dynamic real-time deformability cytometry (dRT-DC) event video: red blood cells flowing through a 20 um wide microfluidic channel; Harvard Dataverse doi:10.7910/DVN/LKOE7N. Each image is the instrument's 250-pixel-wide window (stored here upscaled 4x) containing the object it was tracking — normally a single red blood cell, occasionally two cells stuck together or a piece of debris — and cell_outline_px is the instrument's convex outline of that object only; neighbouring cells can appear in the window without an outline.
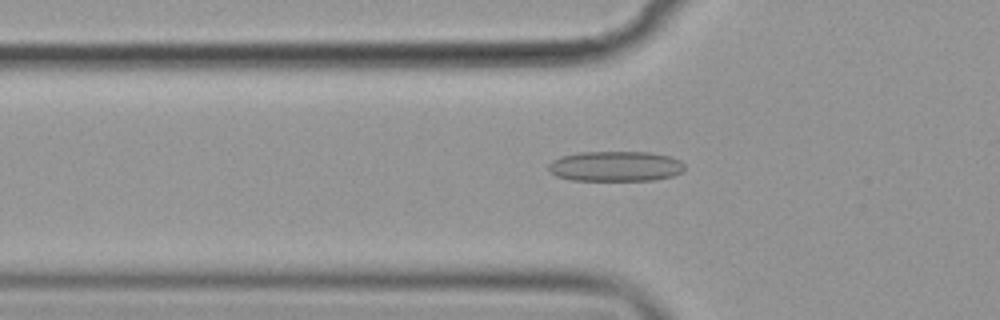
{"species": "common noctule bat (a hibernating species)", "species_latin": "Nyctalus noctula", "temperature_condition": "cold", "stored_images_in_passage": 56, "camera_frame_rate_fps": 3000, "um_per_image_px": 0.085, "animal": {"sex": "female", "body_mass_g": 19.9}, "frame": {"image": 1, "passage_image": 19, "time_ms": 6.0, "image_size_px": [1000, 320], "cell_outline_px": [[684, 168], [680, 172], [672, 176], [652, 180], [572, 180], [556, 176], [548, 168], [548, 164], [552, 160], [560, 156], [580, 152], [648, 152], [672, 156], [680, 160], [684, 164]], "centroid_in_image_um": [52.31, 14.12], "position_along_channel_um": 73.5, "area_um2": 23.99}}
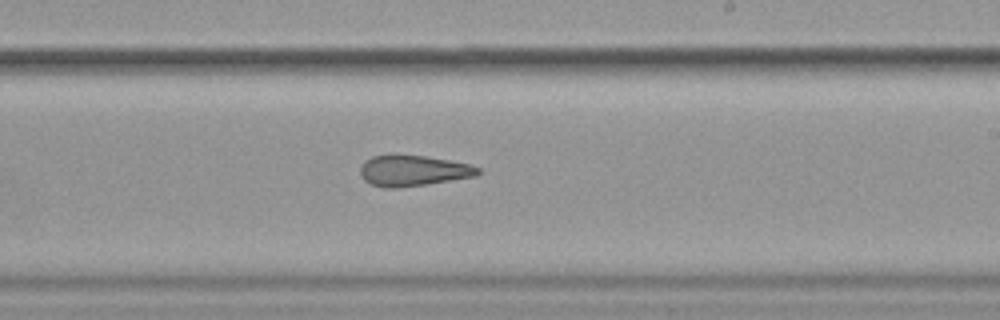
{"frame": {"image": 2, "passage_image": 34, "time_ms": 11.0, "image_size_px": [1000, 320], "cell_outline_px": [[480, 172], [476, 176], [428, 184], [400, 188], [384, 188], [372, 184], [364, 180], [360, 172], [360, 168], [372, 156], [392, 152], [396, 152], [424, 156], [448, 160], [468, 164], [480, 168]], "centroid_in_image_um": [35.09, 14.48], "position_along_channel_um": 253.9, "area_um2": 21.5}}
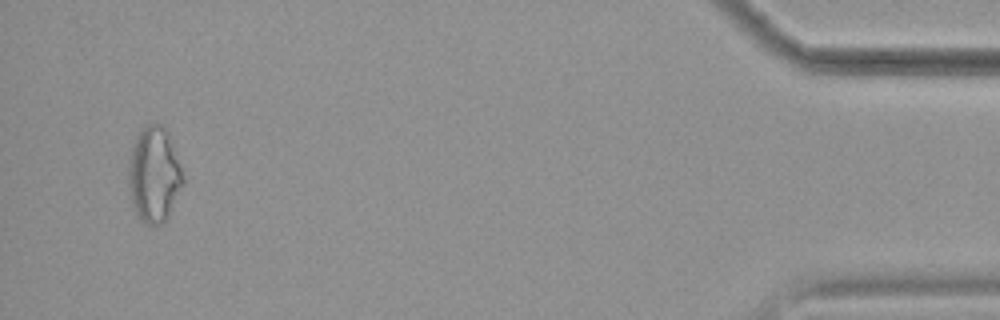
{"frame": {"image": 3, "passage_image": 54, "time_ms": 17.667, "image_size_px": [1000, 320], "cell_outline_px": [[184, 184], [168, 216], [160, 224], [144, 224], [132, 208], [128, 188], [128, 160], [132, 144], [140, 128], [148, 124], [164, 124], [168, 132], [184, 180]], "centroid_in_image_um": [13.05, 14.83], "position_along_channel_um": 422.1, "area_um2": 30.58}, "authors_computed_cell_mechanics": {"area_um2": 24.0448, "velocity_mm_per_s": 3.6174, "shape_relaxation_time_tau1_ms": null, "shape_relaxation_time_tau2_ms": 4.8335, "deformation_change_tau1": null, "deformation_change_tau2": 0.1406}}